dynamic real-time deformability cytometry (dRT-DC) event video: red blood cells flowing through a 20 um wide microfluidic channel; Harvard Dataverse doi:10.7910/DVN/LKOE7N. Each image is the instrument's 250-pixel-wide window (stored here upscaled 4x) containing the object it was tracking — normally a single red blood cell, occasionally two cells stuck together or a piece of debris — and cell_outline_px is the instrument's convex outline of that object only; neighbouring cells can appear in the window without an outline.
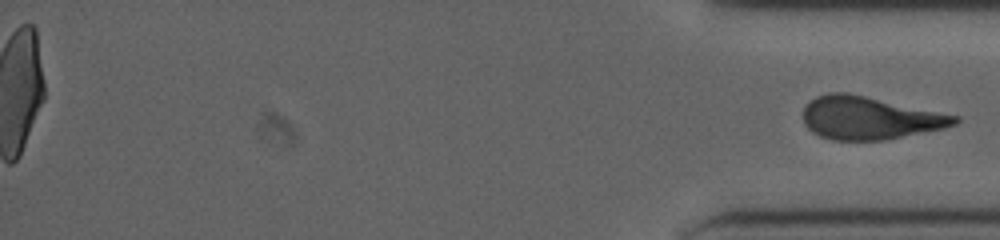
{"species": "human", "species_latin": "Homo sapiens", "temperature_condition": "cold", "stored_images_in_passage": 46, "segment_of_instrument_passage": [2, 2], "camera_frame_rate_fps": 3000, "um_per_image_px": 0.085, "donor": {"sex": "male"}, "frame": {"image": 1, "passage_image": 46, "time_ms": 15.0, "image_size_px": [1000, 240], "cell_outline_px": [[960, 120], [956, 124], [944, 128], [884, 140], [832, 140], [820, 136], [812, 132], [804, 124], [804, 104], [816, 96], [828, 92], [844, 92], [864, 96], [960, 116]], "centroid_in_image_um": [73.89, 10.03], "position_along_channel_um": 361.3, "area_um2": 37.69}}